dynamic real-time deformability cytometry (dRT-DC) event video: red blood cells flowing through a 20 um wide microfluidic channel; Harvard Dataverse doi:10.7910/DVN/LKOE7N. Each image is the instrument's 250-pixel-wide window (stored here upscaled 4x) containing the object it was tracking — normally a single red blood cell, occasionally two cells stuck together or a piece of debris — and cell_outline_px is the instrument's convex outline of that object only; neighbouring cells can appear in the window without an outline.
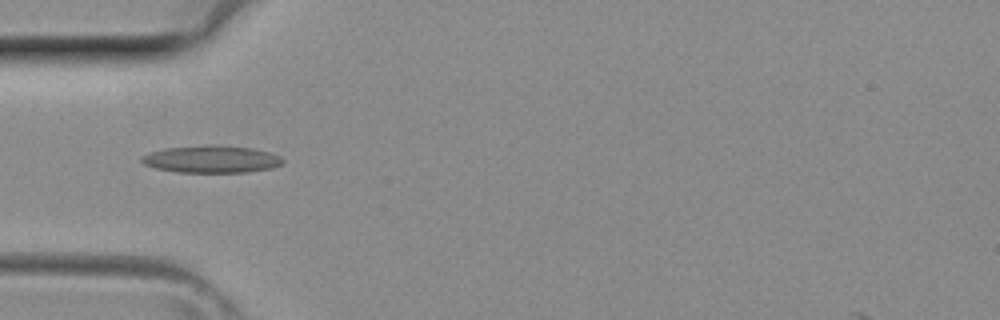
{"species": "common noctule bat (a hibernating species)", "species_latin": "Nyctalus noctula", "temperature_condition": "room temperature", "stored_images_in_passage": 2, "camera_frame_rate_fps": 3000, "um_per_image_px": 0.085, "animal": {"sex": "female", "body_mass_g": 29.2, "forearm_length_mm": 56.3}, "frame": {"image": 1, "passage_image": 2, "time_ms": 0.333, "image_size_px": [1000, 320], "cell_outline_px": [[284, 164], [272, 168], [248, 172], [176, 172], [156, 168], [144, 164], [140, 160], [140, 156], [148, 152], [164, 148], [208, 144], [216, 144], [252, 148], [272, 152], [280, 156], [284, 160]], "centroid_in_image_um": [17.98, 13.51], "position_along_channel_um": 67.0, "area_um2": 22.89}}